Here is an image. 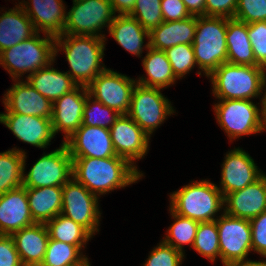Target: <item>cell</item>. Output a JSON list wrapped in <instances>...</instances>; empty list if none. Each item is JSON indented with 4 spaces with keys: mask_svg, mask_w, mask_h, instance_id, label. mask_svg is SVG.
<instances>
[{
    "mask_svg": "<svg viewBox=\"0 0 266 266\" xmlns=\"http://www.w3.org/2000/svg\"><path fill=\"white\" fill-rule=\"evenodd\" d=\"M72 167V177L96 196L126 187L143 176L135 165L120 156L72 158Z\"/></svg>",
    "mask_w": 266,
    "mask_h": 266,
    "instance_id": "cell-1",
    "label": "cell"
},
{
    "mask_svg": "<svg viewBox=\"0 0 266 266\" xmlns=\"http://www.w3.org/2000/svg\"><path fill=\"white\" fill-rule=\"evenodd\" d=\"M104 42L105 38L96 36L62 34L55 37V56L63 47L71 70L67 73L78 85L87 87L98 74L106 70L101 66Z\"/></svg>",
    "mask_w": 266,
    "mask_h": 266,
    "instance_id": "cell-2",
    "label": "cell"
},
{
    "mask_svg": "<svg viewBox=\"0 0 266 266\" xmlns=\"http://www.w3.org/2000/svg\"><path fill=\"white\" fill-rule=\"evenodd\" d=\"M265 68L252 65L221 64L209 77L213 94L220 100H250L266 87Z\"/></svg>",
    "mask_w": 266,
    "mask_h": 266,
    "instance_id": "cell-3",
    "label": "cell"
},
{
    "mask_svg": "<svg viewBox=\"0 0 266 266\" xmlns=\"http://www.w3.org/2000/svg\"><path fill=\"white\" fill-rule=\"evenodd\" d=\"M226 32V17L197 16L192 46L196 63L208 78L227 62Z\"/></svg>",
    "mask_w": 266,
    "mask_h": 266,
    "instance_id": "cell-4",
    "label": "cell"
},
{
    "mask_svg": "<svg viewBox=\"0 0 266 266\" xmlns=\"http://www.w3.org/2000/svg\"><path fill=\"white\" fill-rule=\"evenodd\" d=\"M170 199L173 212L199 223L215 221V214L224 205L219 188L208 180L186 185L170 194Z\"/></svg>",
    "mask_w": 266,
    "mask_h": 266,
    "instance_id": "cell-5",
    "label": "cell"
},
{
    "mask_svg": "<svg viewBox=\"0 0 266 266\" xmlns=\"http://www.w3.org/2000/svg\"><path fill=\"white\" fill-rule=\"evenodd\" d=\"M54 60L55 37L46 34V38H40L38 32L30 39L0 52V64L15 81L23 73H35Z\"/></svg>",
    "mask_w": 266,
    "mask_h": 266,
    "instance_id": "cell-6",
    "label": "cell"
},
{
    "mask_svg": "<svg viewBox=\"0 0 266 266\" xmlns=\"http://www.w3.org/2000/svg\"><path fill=\"white\" fill-rule=\"evenodd\" d=\"M265 101L266 95L262 98L261 110L250 100H220L215 104L217 122L228 134L230 140L266 129Z\"/></svg>",
    "mask_w": 266,
    "mask_h": 266,
    "instance_id": "cell-7",
    "label": "cell"
},
{
    "mask_svg": "<svg viewBox=\"0 0 266 266\" xmlns=\"http://www.w3.org/2000/svg\"><path fill=\"white\" fill-rule=\"evenodd\" d=\"M66 12L63 34L96 36L105 38L98 31L106 25L110 27L115 13L109 0H78ZM108 24V25H107Z\"/></svg>",
    "mask_w": 266,
    "mask_h": 266,
    "instance_id": "cell-8",
    "label": "cell"
},
{
    "mask_svg": "<svg viewBox=\"0 0 266 266\" xmlns=\"http://www.w3.org/2000/svg\"><path fill=\"white\" fill-rule=\"evenodd\" d=\"M219 233L220 258L224 266L246 262L252 251L250 220L227 215L225 212L216 219Z\"/></svg>",
    "mask_w": 266,
    "mask_h": 266,
    "instance_id": "cell-9",
    "label": "cell"
},
{
    "mask_svg": "<svg viewBox=\"0 0 266 266\" xmlns=\"http://www.w3.org/2000/svg\"><path fill=\"white\" fill-rule=\"evenodd\" d=\"M160 90L136 84L127 113L149 137L167 115L174 113L171 103Z\"/></svg>",
    "mask_w": 266,
    "mask_h": 266,
    "instance_id": "cell-10",
    "label": "cell"
},
{
    "mask_svg": "<svg viewBox=\"0 0 266 266\" xmlns=\"http://www.w3.org/2000/svg\"><path fill=\"white\" fill-rule=\"evenodd\" d=\"M72 174V157L62 143L58 149L43 155L28 174L23 175L22 185L25 188L63 187L72 178Z\"/></svg>",
    "mask_w": 266,
    "mask_h": 266,
    "instance_id": "cell-11",
    "label": "cell"
},
{
    "mask_svg": "<svg viewBox=\"0 0 266 266\" xmlns=\"http://www.w3.org/2000/svg\"><path fill=\"white\" fill-rule=\"evenodd\" d=\"M61 214L85 227L92 235L99 231L98 196L73 177L63 186Z\"/></svg>",
    "mask_w": 266,
    "mask_h": 266,
    "instance_id": "cell-12",
    "label": "cell"
},
{
    "mask_svg": "<svg viewBox=\"0 0 266 266\" xmlns=\"http://www.w3.org/2000/svg\"><path fill=\"white\" fill-rule=\"evenodd\" d=\"M137 82L106 69L87 86L89 95L119 114H127L132 93Z\"/></svg>",
    "mask_w": 266,
    "mask_h": 266,
    "instance_id": "cell-13",
    "label": "cell"
},
{
    "mask_svg": "<svg viewBox=\"0 0 266 266\" xmlns=\"http://www.w3.org/2000/svg\"><path fill=\"white\" fill-rule=\"evenodd\" d=\"M66 145L72 158H109L117 156L111 139L110 129L81 125L67 140Z\"/></svg>",
    "mask_w": 266,
    "mask_h": 266,
    "instance_id": "cell-14",
    "label": "cell"
},
{
    "mask_svg": "<svg viewBox=\"0 0 266 266\" xmlns=\"http://www.w3.org/2000/svg\"><path fill=\"white\" fill-rule=\"evenodd\" d=\"M112 145L117 156L132 165L147 153L149 136L127 114H120L110 128Z\"/></svg>",
    "mask_w": 266,
    "mask_h": 266,
    "instance_id": "cell-15",
    "label": "cell"
},
{
    "mask_svg": "<svg viewBox=\"0 0 266 266\" xmlns=\"http://www.w3.org/2000/svg\"><path fill=\"white\" fill-rule=\"evenodd\" d=\"M222 167V189L219 187V190L223 197L245 188L263 175L258 170V166L254 163L252 157L240 148L231 150L226 154Z\"/></svg>",
    "mask_w": 266,
    "mask_h": 266,
    "instance_id": "cell-16",
    "label": "cell"
},
{
    "mask_svg": "<svg viewBox=\"0 0 266 266\" xmlns=\"http://www.w3.org/2000/svg\"><path fill=\"white\" fill-rule=\"evenodd\" d=\"M88 94L86 86L78 85L74 90L53 102L51 123L55 135L58 131H63L67 140L82 125Z\"/></svg>",
    "mask_w": 266,
    "mask_h": 266,
    "instance_id": "cell-17",
    "label": "cell"
},
{
    "mask_svg": "<svg viewBox=\"0 0 266 266\" xmlns=\"http://www.w3.org/2000/svg\"><path fill=\"white\" fill-rule=\"evenodd\" d=\"M0 123L5 124L19 140L39 148H46L55 136L51 119L44 117L2 113Z\"/></svg>",
    "mask_w": 266,
    "mask_h": 266,
    "instance_id": "cell-18",
    "label": "cell"
},
{
    "mask_svg": "<svg viewBox=\"0 0 266 266\" xmlns=\"http://www.w3.org/2000/svg\"><path fill=\"white\" fill-rule=\"evenodd\" d=\"M4 96L6 113L52 118L53 103L36 91L27 81H17Z\"/></svg>",
    "mask_w": 266,
    "mask_h": 266,
    "instance_id": "cell-19",
    "label": "cell"
},
{
    "mask_svg": "<svg viewBox=\"0 0 266 266\" xmlns=\"http://www.w3.org/2000/svg\"><path fill=\"white\" fill-rule=\"evenodd\" d=\"M224 205H227L224 209L227 215L249 220L266 211V175L241 190L227 194Z\"/></svg>",
    "mask_w": 266,
    "mask_h": 266,
    "instance_id": "cell-20",
    "label": "cell"
},
{
    "mask_svg": "<svg viewBox=\"0 0 266 266\" xmlns=\"http://www.w3.org/2000/svg\"><path fill=\"white\" fill-rule=\"evenodd\" d=\"M34 223L23 185L0 195V235H12Z\"/></svg>",
    "mask_w": 266,
    "mask_h": 266,
    "instance_id": "cell-21",
    "label": "cell"
},
{
    "mask_svg": "<svg viewBox=\"0 0 266 266\" xmlns=\"http://www.w3.org/2000/svg\"><path fill=\"white\" fill-rule=\"evenodd\" d=\"M32 5L20 2L26 15L30 18L36 32L57 37L64 32L66 20L65 6L62 0H30ZM41 29V30H40Z\"/></svg>",
    "mask_w": 266,
    "mask_h": 266,
    "instance_id": "cell-22",
    "label": "cell"
},
{
    "mask_svg": "<svg viewBox=\"0 0 266 266\" xmlns=\"http://www.w3.org/2000/svg\"><path fill=\"white\" fill-rule=\"evenodd\" d=\"M11 237L24 266H40L44 260L49 234L45 224L34 223Z\"/></svg>",
    "mask_w": 266,
    "mask_h": 266,
    "instance_id": "cell-23",
    "label": "cell"
},
{
    "mask_svg": "<svg viewBox=\"0 0 266 266\" xmlns=\"http://www.w3.org/2000/svg\"><path fill=\"white\" fill-rule=\"evenodd\" d=\"M197 16L184 20L163 21L149 33V46L165 51L178 44H192L196 32Z\"/></svg>",
    "mask_w": 266,
    "mask_h": 266,
    "instance_id": "cell-24",
    "label": "cell"
},
{
    "mask_svg": "<svg viewBox=\"0 0 266 266\" xmlns=\"http://www.w3.org/2000/svg\"><path fill=\"white\" fill-rule=\"evenodd\" d=\"M51 65L50 63L35 73L29 74L27 82L53 103L65 93L74 90L78 84L67 72L62 73L52 68Z\"/></svg>",
    "mask_w": 266,
    "mask_h": 266,
    "instance_id": "cell-25",
    "label": "cell"
},
{
    "mask_svg": "<svg viewBox=\"0 0 266 266\" xmlns=\"http://www.w3.org/2000/svg\"><path fill=\"white\" fill-rule=\"evenodd\" d=\"M32 21L19 5L0 16V52L36 34Z\"/></svg>",
    "mask_w": 266,
    "mask_h": 266,
    "instance_id": "cell-26",
    "label": "cell"
},
{
    "mask_svg": "<svg viewBox=\"0 0 266 266\" xmlns=\"http://www.w3.org/2000/svg\"><path fill=\"white\" fill-rule=\"evenodd\" d=\"M63 187L26 188L28 204L35 223L46 224L61 213Z\"/></svg>",
    "mask_w": 266,
    "mask_h": 266,
    "instance_id": "cell-27",
    "label": "cell"
},
{
    "mask_svg": "<svg viewBox=\"0 0 266 266\" xmlns=\"http://www.w3.org/2000/svg\"><path fill=\"white\" fill-rule=\"evenodd\" d=\"M227 62L236 65L259 66L248 36V24L227 18Z\"/></svg>",
    "mask_w": 266,
    "mask_h": 266,
    "instance_id": "cell-28",
    "label": "cell"
},
{
    "mask_svg": "<svg viewBox=\"0 0 266 266\" xmlns=\"http://www.w3.org/2000/svg\"><path fill=\"white\" fill-rule=\"evenodd\" d=\"M109 34L126 51L136 56L142 54L144 38L149 40V32L129 14L115 16L109 27Z\"/></svg>",
    "mask_w": 266,
    "mask_h": 266,
    "instance_id": "cell-29",
    "label": "cell"
},
{
    "mask_svg": "<svg viewBox=\"0 0 266 266\" xmlns=\"http://www.w3.org/2000/svg\"><path fill=\"white\" fill-rule=\"evenodd\" d=\"M145 47L149 51L142 63L148 77H141L139 80H136L137 84L161 89L173 84L177 78L173 74L171 64L165 52L150 47L149 41Z\"/></svg>",
    "mask_w": 266,
    "mask_h": 266,
    "instance_id": "cell-30",
    "label": "cell"
},
{
    "mask_svg": "<svg viewBox=\"0 0 266 266\" xmlns=\"http://www.w3.org/2000/svg\"><path fill=\"white\" fill-rule=\"evenodd\" d=\"M26 154L13 148L0 153V195L23 184Z\"/></svg>",
    "mask_w": 266,
    "mask_h": 266,
    "instance_id": "cell-31",
    "label": "cell"
},
{
    "mask_svg": "<svg viewBox=\"0 0 266 266\" xmlns=\"http://www.w3.org/2000/svg\"><path fill=\"white\" fill-rule=\"evenodd\" d=\"M49 238L75 246H84L93 236L85 227L61 213L46 224Z\"/></svg>",
    "mask_w": 266,
    "mask_h": 266,
    "instance_id": "cell-32",
    "label": "cell"
},
{
    "mask_svg": "<svg viewBox=\"0 0 266 266\" xmlns=\"http://www.w3.org/2000/svg\"><path fill=\"white\" fill-rule=\"evenodd\" d=\"M83 246H75L49 238L40 266H87L88 258L80 254Z\"/></svg>",
    "mask_w": 266,
    "mask_h": 266,
    "instance_id": "cell-33",
    "label": "cell"
},
{
    "mask_svg": "<svg viewBox=\"0 0 266 266\" xmlns=\"http://www.w3.org/2000/svg\"><path fill=\"white\" fill-rule=\"evenodd\" d=\"M175 222L168 229V235L163 241L183 253V245L193 246L199 222L183 217L170 209Z\"/></svg>",
    "mask_w": 266,
    "mask_h": 266,
    "instance_id": "cell-34",
    "label": "cell"
},
{
    "mask_svg": "<svg viewBox=\"0 0 266 266\" xmlns=\"http://www.w3.org/2000/svg\"><path fill=\"white\" fill-rule=\"evenodd\" d=\"M199 254L215 261L220 257L219 233L216 221L199 223L192 246Z\"/></svg>",
    "mask_w": 266,
    "mask_h": 266,
    "instance_id": "cell-35",
    "label": "cell"
},
{
    "mask_svg": "<svg viewBox=\"0 0 266 266\" xmlns=\"http://www.w3.org/2000/svg\"><path fill=\"white\" fill-rule=\"evenodd\" d=\"M91 99L92 97L88 94L84 105L82 125L110 129L120 114L97 100L92 99L93 102H91ZM108 116L110 118L107 119Z\"/></svg>",
    "mask_w": 266,
    "mask_h": 266,
    "instance_id": "cell-36",
    "label": "cell"
},
{
    "mask_svg": "<svg viewBox=\"0 0 266 266\" xmlns=\"http://www.w3.org/2000/svg\"><path fill=\"white\" fill-rule=\"evenodd\" d=\"M149 33L164 20L161 10V0H136L129 14Z\"/></svg>",
    "mask_w": 266,
    "mask_h": 266,
    "instance_id": "cell-37",
    "label": "cell"
},
{
    "mask_svg": "<svg viewBox=\"0 0 266 266\" xmlns=\"http://www.w3.org/2000/svg\"><path fill=\"white\" fill-rule=\"evenodd\" d=\"M164 52L177 79L189 73L197 64L192 44L181 43L166 49Z\"/></svg>",
    "mask_w": 266,
    "mask_h": 266,
    "instance_id": "cell-38",
    "label": "cell"
},
{
    "mask_svg": "<svg viewBox=\"0 0 266 266\" xmlns=\"http://www.w3.org/2000/svg\"><path fill=\"white\" fill-rule=\"evenodd\" d=\"M234 19L246 24L266 21V0H238Z\"/></svg>",
    "mask_w": 266,
    "mask_h": 266,
    "instance_id": "cell-39",
    "label": "cell"
},
{
    "mask_svg": "<svg viewBox=\"0 0 266 266\" xmlns=\"http://www.w3.org/2000/svg\"><path fill=\"white\" fill-rule=\"evenodd\" d=\"M183 257L184 253L162 241L152 250L144 266H180Z\"/></svg>",
    "mask_w": 266,
    "mask_h": 266,
    "instance_id": "cell-40",
    "label": "cell"
},
{
    "mask_svg": "<svg viewBox=\"0 0 266 266\" xmlns=\"http://www.w3.org/2000/svg\"><path fill=\"white\" fill-rule=\"evenodd\" d=\"M248 36L256 63L266 69V21L248 24Z\"/></svg>",
    "mask_w": 266,
    "mask_h": 266,
    "instance_id": "cell-41",
    "label": "cell"
},
{
    "mask_svg": "<svg viewBox=\"0 0 266 266\" xmlns=\"http://www.w3.org/2000/svg\"><path fill=\"white\" fill-rule=\"evenodd\" d=\"M252 250L266 257V211L250 219Z\"/></svg>",
    "mask_w": 266,
    "mask_h": 266,
    "instance_id": "cell-42",
    "label": "cell"
},
{
    "mask_svg": "<svg viewBox=\"0 0 266 266\" xmlns=\"http://www.w3.org/2000/svg\"><path fill=\"white\" fill-rule=\"evenodd\" d=\"M238 0H206L205 16L234 18Z\"/></svg>",
    "mask_w": 266,
    "mask_h": 266,
    "instance_id": "cell-43",
    "label": "cell"
},
{
    "mask_svg": "<svg viewBox=\"0 0 266 266\" xmlns=\"http://www.w3.org/2000/svg\"><path fill=\"white\" fill-rule=\"evenodd\" d=\"M0 266H24L11 235H0Z\"/></svg>",
    "mask_w": 266,
    "mask_h": 266,
    "instance_id": "cell-44",
    "label": "cell"
},
{
    "mask_svg": "<svg viewBox=\"0 0 266 266\" xmlns=\"http://www.w3.org/2000/svg\"><path fill=\"white\" fill-rule=\"evenodd\" d=\"M161 10L164 21L184 20L191 17L182 0H161Z\"/></svg>",
    "mask_w": 266,
    "mask_h": 266,
    "instance_id": "cell-45",
    "label": "cell"
},
{
    "mask_svg": "<svg viewBox=\"0 0 266 266\" xmlns=\"http://www.w3.org/2000/svg\"><path fill=\"white\" fill-rule=\"evenodd\" d=\"M112 8L119 15H128L132 12L136 0H109Z\"/></svg>",
    "mask_w": 266,
    "mask_h": 266,
    "instance_id": "cell-46",
    "label": "cell"
},
{
    "mask_svg": "<svg viewBox=\"0 0 266 266\" xmlns=\"http://www.w3.org/2000/svg\"><path fill=\"white\" fill-rule=\"evenodd\" d=\"M206 0H182L191 16H205Z\"/></svg>",
    "mask_w": 266,
    "mask_h": 266,
    "instance_id": "cell-47",
    "label": "cell"
},
{
    "mask_svg": "<svg viewBox=\"0 0 266 266\" xmlns=\"http://www.w3.org/2000/svg\"><path fill=\"white\" fill-rule=\"evenodd\" d=\"M233 266H266V261H250L247 259L246 262L237 264V265H233Z\"/></svg>",
    "mask_w": 266,
    "mask_h": 266,
    "instance_id": "cell-48",
    "label": "cell"
},
{
    "mask_svg": "<svg viewBox=\"0 0 266 266\" xmlns=\"http://www.w3.org/2000/svg\"><path fill=\"white\" fill-rule=\"evenodd\" d=\"M266 95V92H265ZM265 119H266V101H265Z\"/></svg>",
    "mask_w": 266,
    "mask_h": 266,
    "instance_id": "cell-49",
    "label": "cell"
}]
</instances>
